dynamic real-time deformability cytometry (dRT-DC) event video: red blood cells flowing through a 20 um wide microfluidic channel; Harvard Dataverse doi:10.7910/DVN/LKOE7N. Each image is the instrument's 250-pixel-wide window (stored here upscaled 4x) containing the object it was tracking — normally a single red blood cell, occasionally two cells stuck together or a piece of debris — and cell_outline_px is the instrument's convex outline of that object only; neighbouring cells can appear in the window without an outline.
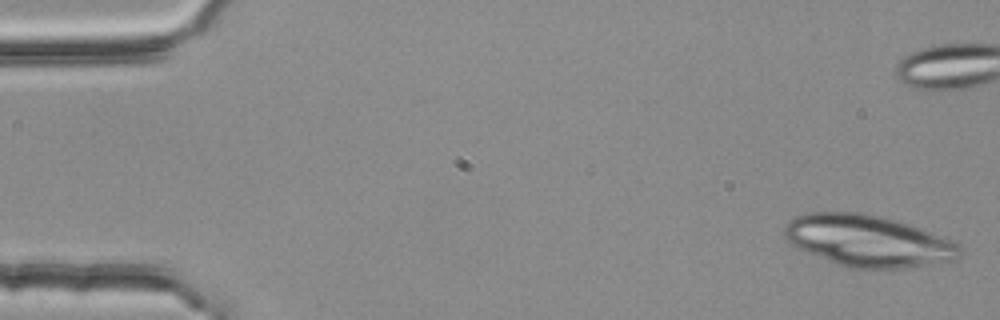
{"species": "common noctule bat (a hibernating species)", "species_latin": "Nyctalus noctula", "temperature_condition": "room temperature", "stored_images_in_passage": 5, "camera_frame_rate_fps": 3000, "um_per_image_px": 0.085, "animal": {"sex": "female", "body_mass_g": 25.1}, "frame": {"image": 1, "passage_image": 1, "time_ms": 0.0, "image_size_px": [1000, 320], "cell_outline_px": [[960, 256], [956, 260], [900, 268], [848, 268], [836, 264], [808, 252], [792, 244], [784, 236], [784, 224], [792, 216], [804, 212], [860, 212], [896, 220], [908, 224], [952, 240], [960, 244]], "centroid_in_image_um": [73.74, 20.45], "position_along_channel_um": 11.3, "area_um2": 52.54}}